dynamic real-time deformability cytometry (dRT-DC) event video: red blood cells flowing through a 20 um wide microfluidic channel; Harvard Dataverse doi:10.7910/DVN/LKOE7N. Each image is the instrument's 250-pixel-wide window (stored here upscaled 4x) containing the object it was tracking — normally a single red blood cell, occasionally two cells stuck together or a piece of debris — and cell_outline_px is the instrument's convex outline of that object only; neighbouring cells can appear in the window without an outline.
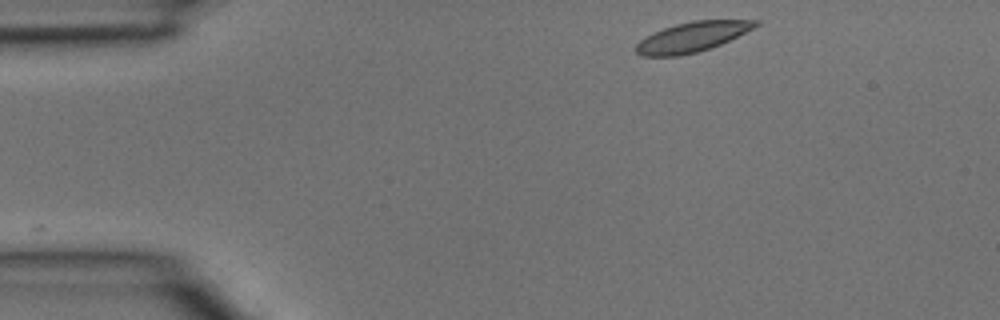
{"species": "common noctule bat (a hibernating species)", "species_latin": "Nyctalus noctula", "temperature_condition": "room temperature", "stored_images_in_passage": 3, "camera_frame_rate_fps": 3000, "um_per_image_px": 0.085, "animal": {"sex": "male", "body_mass_g": 15.6}, "frame": {"image": 1, "passage_image": 1, "time_ms": 0.0, "image_size_px": [1000, 320], "cell_outline_px": [[760, 24], [712, 48], [696, 52], [676, 56], [640, 56], [636, 52], [636, 44], [640, 40], [664, 28], [676, 24], [692, 20], [760, 20]], "centroid_in_image_um": [58.82, 3.14], "position_along_channel_um": 26.2, "area_um2": 20.46}}
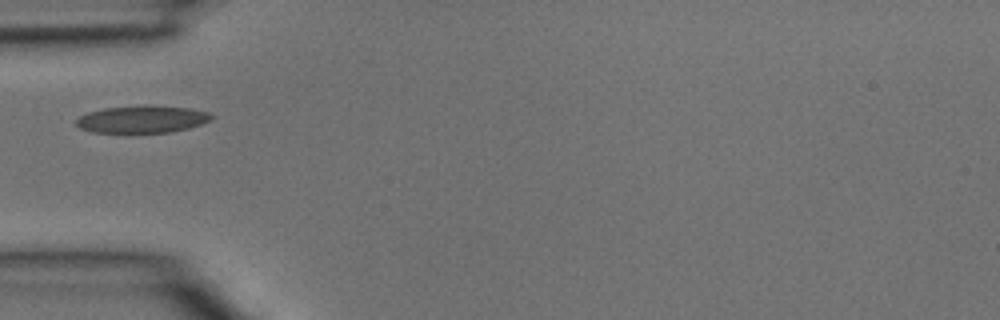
{"frame": {"image": 2, "passage_image": 3, "time_ms": 0.667, "image_size_px": [1000, 320], "cell_outline_px": [[212, 120], [188, 128], [168, 132], [92, 132], [80, 128], [76, 124], [76, 120], [80, 116], [88, 112], [104, 108], [144, 104], [188, 108], [208, 112], [212, 116]], "centroid_in_image_um": [12.07, 10.12], "position_along_channel_um": 72.9, "area_um2": 21.44}}